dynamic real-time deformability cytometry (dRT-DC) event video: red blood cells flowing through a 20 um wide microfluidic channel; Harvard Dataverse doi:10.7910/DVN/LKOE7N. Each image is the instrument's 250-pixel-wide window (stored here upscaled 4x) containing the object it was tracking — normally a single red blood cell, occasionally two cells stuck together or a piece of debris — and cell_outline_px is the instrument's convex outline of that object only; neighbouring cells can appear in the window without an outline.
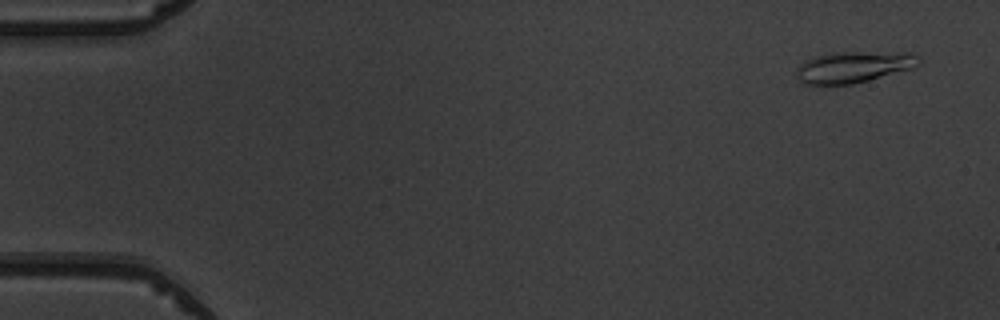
{"species": "common noctule bat (a hibernating species)", "species_latin": "Nyctalus noctula", "temperature_condition": "warm", "stored_images_in_passage": 5, "camera_frame_rate_fps": 3000, "um_per_image_px": 0.085, "animal": {"sex": "male", "body_mass_g": 19.5, "forearm_length_mm": 54.6}, "frame": {"image": 1, "passage_image": 1, "time_ms": 0.0, "image_size_px": [1000, 320], "cell_outline_px": [[920, 64], [912, 68], [868, 80], [852, 84], [804, 84], [796, 76], [796, 68], [804, 60], [812, 56], [832, 52], [916, 52], [920, 60]], "centroid_in_image_um": [72.55, 5.67], "position_along_channel_um": 12.5, "area_um2": 22.54}}